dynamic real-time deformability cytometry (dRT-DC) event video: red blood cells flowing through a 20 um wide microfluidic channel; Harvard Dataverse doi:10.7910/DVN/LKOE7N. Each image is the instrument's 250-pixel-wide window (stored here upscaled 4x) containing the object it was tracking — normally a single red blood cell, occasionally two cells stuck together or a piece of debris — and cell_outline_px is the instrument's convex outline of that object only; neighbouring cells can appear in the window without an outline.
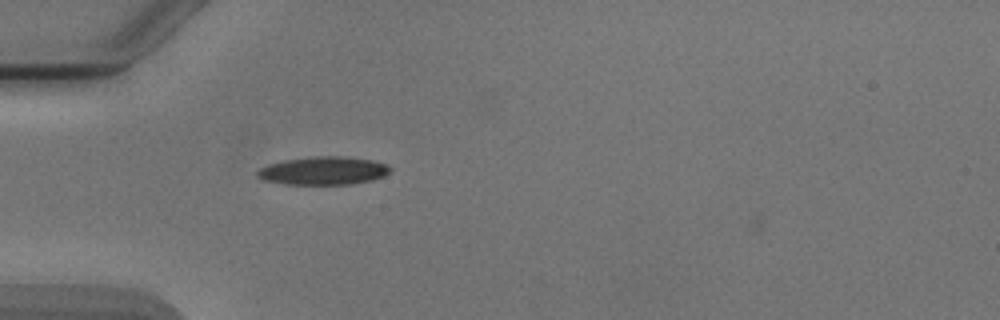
{"species": "Egyptian fruit bat (a non-hibernating species)", "species_latin": "Rousettus aegyptiacus", "temperature_condition": "cold", "stored_images_in_passage": 2, "camera_frame_rate_fps": 3000, "um_per_image_px": 0.085, "animal": {"sex": "male"}, "frame": {"image": 1, "passage_image": 2, "time_ms": 1.0, "image_size_px": [1000, 320], "cell_outline_px": [[392, 168], [384, 176], [372, 180], [352, 184], [284, 184], [264, 180], [256, 176], [256, 172], [260, 168], [268, 164], [284, 160], [316, 156], [344, 156], [372, 160], [388, 164]], "centroid_in_image_um": [27.49, 14.51], "position_along_channel_um": 57.5, "area_um2": 21.85}}